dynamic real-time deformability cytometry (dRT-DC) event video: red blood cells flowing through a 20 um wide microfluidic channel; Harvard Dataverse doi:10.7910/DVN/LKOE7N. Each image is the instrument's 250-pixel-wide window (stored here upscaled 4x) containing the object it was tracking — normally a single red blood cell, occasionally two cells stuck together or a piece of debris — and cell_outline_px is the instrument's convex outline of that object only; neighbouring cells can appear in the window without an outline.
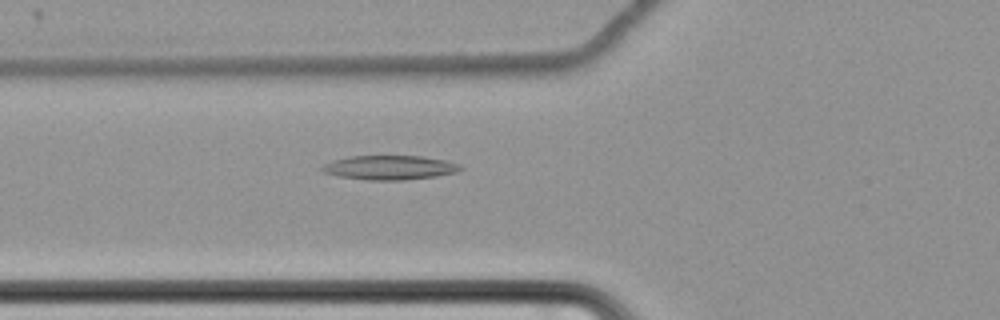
{"species": "common noctule bat (a hibernating species)", "species_latin": "Nyctalus noctula", "temperature_condition": "cold", "stored_images_in_passage": 43, "camera_frame_rate_fps": 3000, "um_per_image_px": 0.085, "animal": {"sex": "female", "body_mass_g": 22.7, "forearm_length_mm": 54.2}, "frame": {"image": 1, "passage_image": 6, "time_ms": 1.667, "image_size_px": [1000, 320], "cell_outline_px": [[464, 168], [456, 172], [436, 176], [404, 180], [368, 180], [336, 176], [320, 172], [320, 168], [324, 164], [332, 160], [348, 156], [424, 156], [444, 160], [460, 164]], "centroid_in_image_um": [33.07, 14.24], "position_along_channel_um": 92.7, "area_um2": 19.77}}
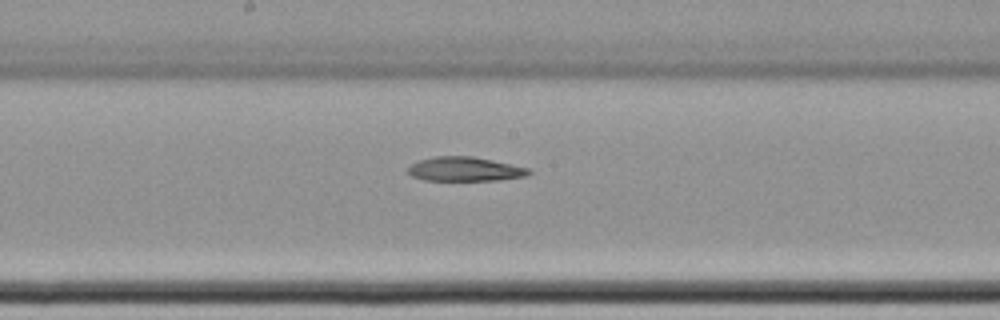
{"frame": {"image": 2, "passage_image": 16, "time_ms": 5.0, "image_size_px": [1000, 320], "cell_outline_px": [[532, 172], [528, 176], [500, 180], [424, 180], [412, 176], [408, 172], [408, 168], [412, 164], [420, 160], [436, 156], [472, 156], [492, 160], [528, 168]], "centroid_in_image_um": [39.54, 14.38], "position_along_channel_um": 208.7, "area_um2": 16.94}}
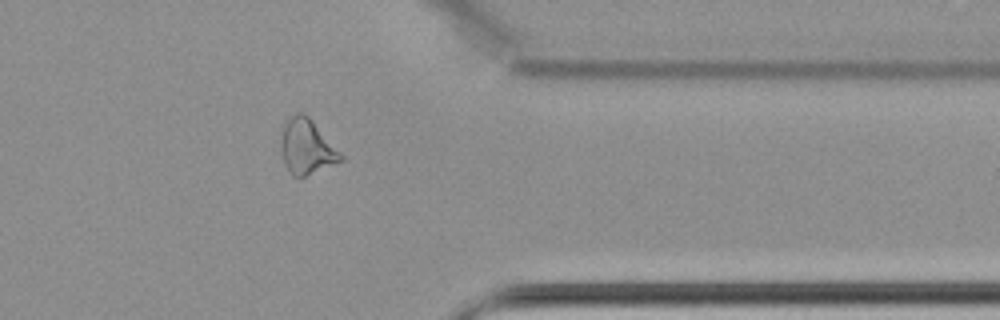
{"frame": {"image": 3, "passage_image": 32, "time_ms": 10.333, "image_size_px": [1000, 320], "cell_outline_px": [[344, 160], [300, 180], [292, 176], [288, 172], [284, 164], [280, 152], [280, 140], [284, 124], [288, 116], [296, 112], [304, 112], [312, 120], [344, 156]], "centroid_in_image_um": [26.04, 12.52], "position_along_channel_um": 385.4, "area_um2": 19.83}, "authors_computed_cell_mechanics": {"area_um2": 18.4382, "velocity_mm_per_s": 3.4714, "shape_relaxation_time_tau1_ms": null, "shape_relaxation_time_tau2_ms": 9.5553, "deformation_change_tau1": null, "deformation_change_tau2": 0.221}}